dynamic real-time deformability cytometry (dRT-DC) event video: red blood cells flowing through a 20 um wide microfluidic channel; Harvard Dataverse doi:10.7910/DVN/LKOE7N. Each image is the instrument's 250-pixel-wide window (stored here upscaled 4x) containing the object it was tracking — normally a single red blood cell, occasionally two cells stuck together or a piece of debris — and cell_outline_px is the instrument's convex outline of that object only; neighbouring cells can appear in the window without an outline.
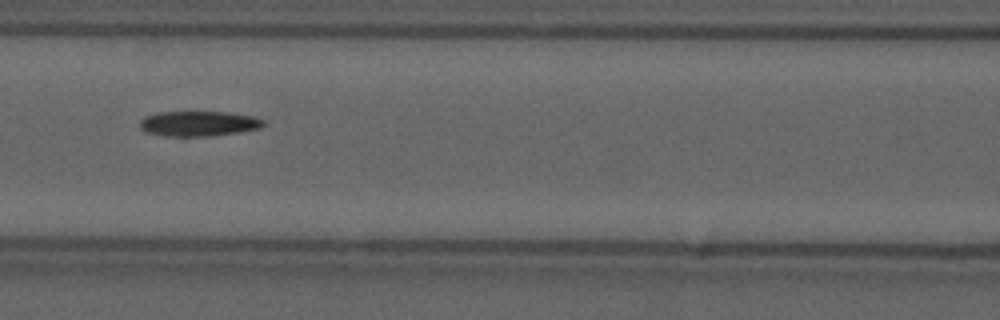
{"species": "common noctule bat (a hibernating species)", "species_latin": "Nyctalus noctula", "temperature_condition": "cold", "stored_images_in_passage": 55, "camera_frame_rate_fps": 3000, "um_per_image_px": 0.085, "animal": {"sex": "male", "forearm_length_mm": 52.5}, "frame": {"image": 1, "passage_image": 24, "time_ms": 7.667, "image_size_px": [1000, 320], "cell_outline_px": [[264, 124], [260, 128], [240, 132], [212, 136], [164, 136], [148, 132], [140, 128], [140, 120], [144, 116], [160, 112], [228, 112], [252, 116], [264, 120]], "centroid_in_image_um": [16.88, 10.51], "position_along_channel_um": 149.7, "area_um2": 18.09}, "authors_computed_cell_mechanics": {"area_um2": 18.0914, "velocity_mm_per_s": 3.6737, "shape_relaxation_time_tau1_ms": 6.4881, "shape_relaxation_time_tau2_ms": 10.413, "deformation_change_tau1": 0.156, "deformation_change_tau2": 0.1866}}